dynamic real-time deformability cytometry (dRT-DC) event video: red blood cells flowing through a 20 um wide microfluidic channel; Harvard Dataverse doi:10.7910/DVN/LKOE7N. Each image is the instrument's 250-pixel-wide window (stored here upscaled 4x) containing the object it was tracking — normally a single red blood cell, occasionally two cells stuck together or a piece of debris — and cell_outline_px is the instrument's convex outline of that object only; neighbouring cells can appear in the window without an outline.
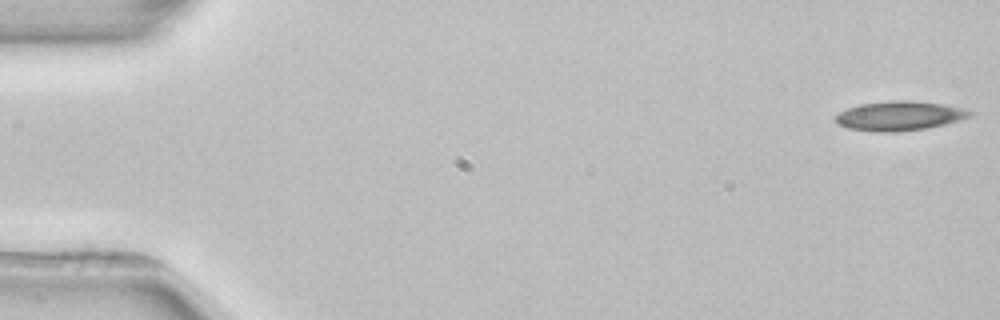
{"species": "common noctule bat (a hibernating species)", "species_latin": "Nyctalus noctula", "temperature_condition": "room temperature", "stored_images_in_passage": 5, "segment_of_instrument_passage": [1, 2], "camera_frame_rate_fps": 3000, "um_per_image_px": 0.085, "animal": {"sex": "female", "body_mass_g": 22.7, "forearm_length_mm": 54.2}, "frame": {"image": 1, "passage_image": 1, "time_ms": 0.0, "image_size_px": [1000, 320], "cell_outline_px": [[976, 112], [972, 116], [944, 124], [924, 128], [896, 132], [876, 132], [848, 128], [836, 124], [836, 116], [840, 112], [848, 108], [860, 104], [892, 100], [912, 100], [944, 104]], "centroid_in_image_um": [76.45, 9.84], "position_along_channel_um": 8.5, "area_um2": 22.95}}
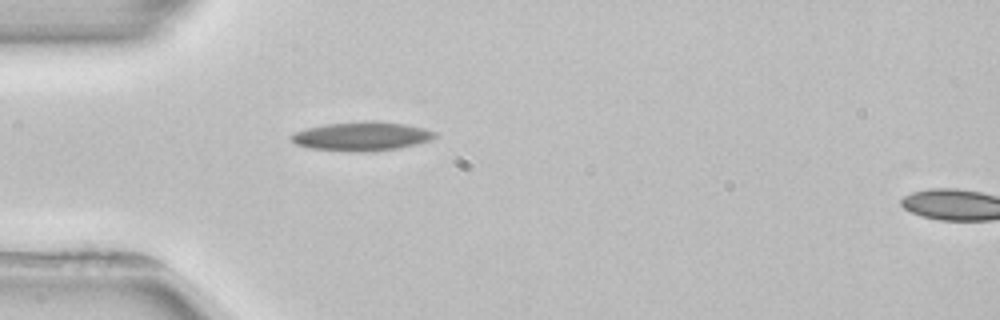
{"frame": {"image": 2, "passage_image": 4, "time_ms": 4.667, "image_size_px": [1000, 320], "cell_outline_px": [[436, 136], [432, 140], [400, 148], [368, 152], [352, 152], [308, 148], [296, 144], [288, 136], [292, 132], [308, 128], [328, 124], [364, 120], [376, 120], [404, 124], [424, 128], [436, 132]], "centroid_in_image_um": [30.74, 11.58], "position_along_channel_um": 54.3, "area_um2": 24.57}}